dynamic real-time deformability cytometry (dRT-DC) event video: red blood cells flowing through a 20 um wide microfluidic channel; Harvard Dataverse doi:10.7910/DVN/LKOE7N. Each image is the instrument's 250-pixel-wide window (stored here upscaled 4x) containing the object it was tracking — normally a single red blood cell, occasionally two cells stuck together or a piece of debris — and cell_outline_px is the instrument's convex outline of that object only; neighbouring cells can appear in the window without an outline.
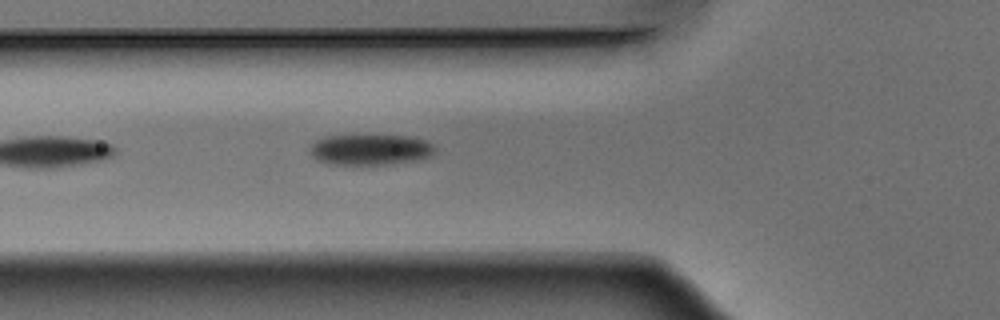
{"species": "Egyptian fruit bat (a non-hibernating species)", "species_latin": "Rousettus aegyptiacus", "temperature_condition": "warm", "stored_images_in_passage": 10, "camera_frame_rate_fps": 3000, "um_per_image_px": 0.085, "animal": {"sex": "male"}, "frame": {"image": 1, "passage_image": 5, "time_ms": 1.333, "image_size_px": [1000, 320], "cell_outline_px": [[436, 152], [432, 156], [420, 160], [392, 164], [328, 164], [316, 160], [312, 156], [312, 144], [316, 140], [324, 136], [412, 136], [436, 144]], "centroid_in_image_um": [31.56, 12.73], "position_along_channel_um": 94.2, "area_um2": 22.54}}